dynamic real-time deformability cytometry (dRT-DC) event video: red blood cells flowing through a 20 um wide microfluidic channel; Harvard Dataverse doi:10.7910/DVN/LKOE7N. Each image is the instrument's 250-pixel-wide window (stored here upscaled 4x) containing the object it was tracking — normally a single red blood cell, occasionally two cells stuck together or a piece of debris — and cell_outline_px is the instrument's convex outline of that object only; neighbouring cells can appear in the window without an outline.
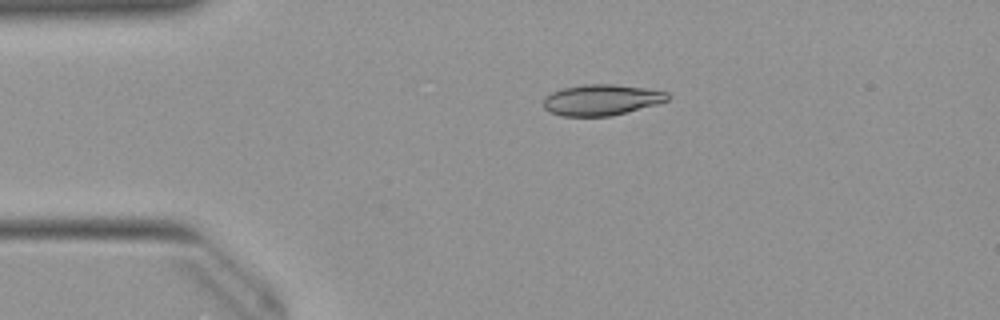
{"species": "Egyptian fruit bat (a non-hibernating species)", "species_latin": "Rousettus aegyptiacus", "temperature_condition": "warm", "stored_images_in_passage": 34, "camera_frame_rate_fps": 3000, "um_per_image_px": 0.085, "animal": {"sex": "female"}, "frame": {"image": 1, "passage_image": 1, "time_ms": 0.0, "image_size_px": [1000, 320], "cell_outline_px": [[672, 96], [668, 100], [656, 104], [612, 116], [564, 116], [552, 112], [544, 108], [544, 96], [552, 92], [564, 88], [584, 84], [616, 84], [644, 88], [668, 92]], "centroid_in_image_um": [51.15, 8.48], "position_along_channel_um": 33.9, "area_um2": 22.31}}
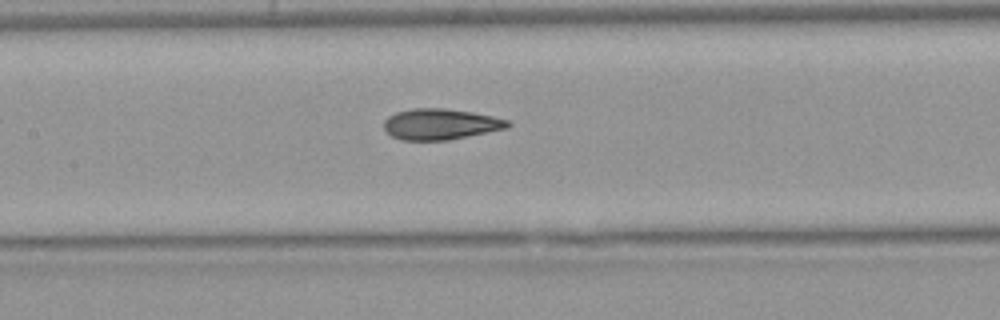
{"frame": {"image": 2, "passage_image": 14, "time_ms": 4.333, "image_size_px": [1000, 320], "cell_outline_px": [[512, 124], [508, 128], [448, 140], [400, 140], [392, 136], [384, 128], [384, 120], [388, 116], [396, 112], [412, 108], [444, 108], [472, 112], [492, 116], [508, 120]], "centroid_in_image_um": [37.44, 10.55], "position_along_channel_um": 170.0, "area_um2": 22.31}}
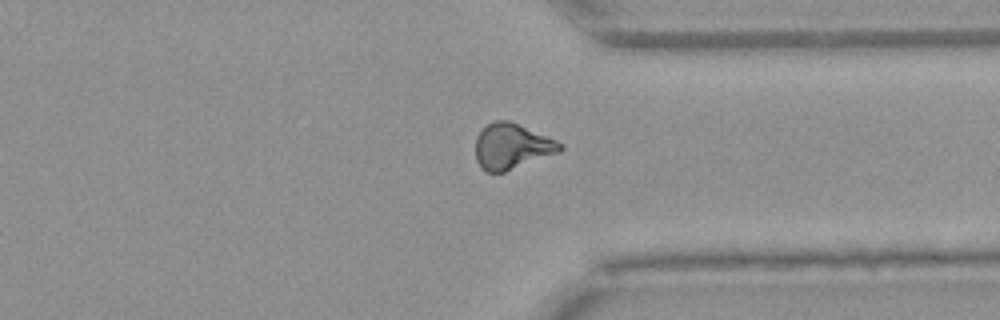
{"frame": {"image": 3, "passage_image": 29, "time_ms": 9.333, "image_size_px": [1000, 320], "cell_outline_px": [[564, 148], [560, 152], [504, 172], [484, 172], [480, 168], [476, 160], [476, 136], [492, 120], [508, 120], [556, 140], [564, 144]], "centroid_in_image_um": [43.5, 12.45], "position_along_channel_um": 367.9, "area_um2": 22.43}, "authors_computed_cell_mechanics": {"area_um2": 22.1952, "velocity_mm_per_s": 3.997, "shape_relaxation_time_tau1_ms": 7.1975, "shape_relaxation_time_tau2_ms": 1.8864, "deformation_change_tau1": 0.2123, "deformation_change_tau2": 0.0772}}